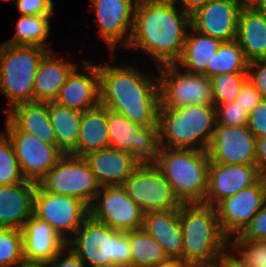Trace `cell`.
Returning <instances> with one entry per match:
<instances>
[{"label": "cell", "mask_w": 266, "mask_h": 267, "mask_svg": "<svg viewBox=\"0 0 266 267\" xmlns=\"http://www.w3.org/2000/svg\"><path fill=\"white\" fill-rule=\"evenodd\" d=\"M190 26V15L171 1L138 0L126 48L142 49L157 66L175 64Z\"/></svg>", "instance_id": "6da1fadb"}, {"label": "cell", "mask_w": 266, "mask_h": 267, "mask_svg": "<svg viewBox=\"0 0 266 267\" xmlns=\"http://www.w3.org/2000/svg\"><path fill=\"white\" fill-rule=\"evenodd\" d=\"M134 64L98 65L100 104L143 127L158 126L160 91L158 76L139 72Z\"/></svg>", "instance_id": "7a4b0ae2"}, {"label": "cell", "mask_w": 266, "mask_h": 267, "mask_svg": "<svg viewBox=\"0 0 266 267\" xmlns=\"http://www.w3.org/2000/svg\"><path fill=\"white\" fill-rule=\"evenodd\" d=\"M179 222L183 233L182 262L188 267H212L230 252L215 207L204 203L181 204ZM228 249V250H227Z\"/></svg>", "instance_id": "3957f363"}, {"label": "cell", "mask_w": 266, "mask_h": 267, "mask_svg": "<svg viewBox=\"0 0 266 267\" xmlns=\"http://www.w3.org/2000/svg\"><path fill=\"white\" fill-rule=\"evenodd\" d=\"M216 125L215 106L171 108L159 102L160 148L207 150Z\"/></svg>", "instance_id": "277c9868"}, {"label": "cell", "mask_w": 266, "mask_h": 267, "mask_svg": "<svg viewBox=\"0 0 266 267\" xmlns=\"http://www.w3.org/2000/svg\"><path fill=\"white\" fill-rule=\"evenodd\" d=\"M87 267H131L128 231H117L90 215L66 242Z\"/></svg>", "instance_id": "5b68a950"}, {"label": "cell", "mask_w": 266, "mask_h": 267, "mask_svg": "<svg viewBox=\"0 0 266 267\" xmlns=\"http://www.w3.org/2000/svg\"><path fill=\"white\" fill-rule=\"evenodd\" d=\"M207 150L160 148L156 166L181 204L203 203L208 189Z\"/></svg>", "instance_id": "8992f818"}, {"label": "cell", "mask_w": 266, "mask_h": 267, "mask_svg": "<svg viewBox=\"0 0 266 267\" xmlns=\"http://www.w3.org/2000/svg\"><path fill=\"white\" fill-rule=\"evenodd\" d=\"M52 48L32 45L0 44V90L14 106L34 102L35 74L40 60Z\"/></svg>", "instance_id": "52a82bcc"}, {"label": "cell", "mask_w": 266, "mask_h": 267, "mask_svg": "<svg viewBox=\"0 0 266 267\" xmlns=\"http://www.w3.org/2000/svg\"><path fill=\"white\" fill-rule=\"evenodd\" d=\"M46 192L76 197L90 206L100 185L84 157L64 154L37 182Z\"/></svg>", "instance_id": "ba28073f"}, {"label": "cell", "mask_w": 266, "mask_h": 267, "mask_svg": "<svg viewBox=\"0 0 266 267\" xmlns=\"http://www.w3.org/2000/svg\"><path fill=\"white\" fill-rule=\"evenodd\" d=\"M157 67L160 101L165 106H215L211 80L206 75L188 73L175 64Z\"/></svg>", "instance_id": "9c48e42d"}, {"label": "cell", "mask_w": 266, "mask_h": 267, "mask_svg": "<svg viewBox=\"0 0 266 267\" xmlns=\"http://www.w3.org/2000/svg\"><path fill=\"white\" fill-rule=\"evenodd\" d=\"M122 187L144 213L178 210L181 205L156 164L139 165Z\"/></svg>", "instance_id": "30bf717a"}, {"label": "cell", "mask_w": 266, "mask_h": 267, "mask_svg": "<svg viewBox=\"0 0 266 267\" xmlns=\"http://www.w3.org/2000/svg\"><path fill=\"white\" fill-rule=\"evenodd\" d=\"M109 147L129 152L140 164H156L159 155L158 126L143 127L107 109Z\"/></svg>", "instance_id": "8fae6325"}, {"label": "cell", "mask_w": 266, "mask_h": 267, "mask_svg": "<svg viewBox=\"0 0 266 267\" xmlns=\"http://www.w3.org/2000/svg\"><path fill=\"white\" fill-rule=\"evenodd\" d=\"M33 215L50 224L67 242L89 216V206L76 197L49 193L36 185Z\"/></svg>", "instance_id": "7c38bea8"}, {"label": "cell", "mask_w": 266, "mask_h": 267, "mask_svg": "<svg viewBox=\"0 0 266 267\" xmlns=\"http://www.w3.org/2000/svg\"><path fill=\"white\" fill-rule=\"evenodd\" d=\"M5 129L26 180L37 183L64 155L57 145L42 142L34 135L20 131L8 118Z\"/></svg>", "instance_id": "4fadbf2b"}, {"label": "cell", "mask_w": 266, "mask_h": 267, "mask_svg": "<svg viewBox=\"0 0 266 267\" xmlns=\"http://www.w3.org/2000/svg\"><path fill=\"white\" fill-rule=\"evenodd\" d=\"M89 215L117 231H132L143 227L144 212L121 186L100 187Z\"/></svg>", "instance_id": "5bb4252c"}, {"label": "cell", "mask_w": 266, "mask_h": 267, "mask_svg": "<svg viewBox=\"0 0 266 267\" xmlns=\"http://www.w3.org/2000/svg\"><path fill=\"white\" fill-rule=\"evenodd\" d=\"M266 200V182L261 177L255 184L224 198L216 206L223 233L231 240L237 236L262 208Z\"/></svg>", "instance_id": "9a60e30c"}, {"label": "cell", "mask_w": 266, "mask_h": 267, "mask_svg": "<svg viewBox=\"0 0 266 267\" xmlns=\"http://www.w3.org/2000/svg\"><path fill=\"white\" fill-rule=\"evenodd\" d=\"M207 154L218 164L256 165L255 136L248 125H216Z\"/></svg>", "instance_id": "2e32d148"}, {"label": "cell", "mask_w": 266, "mask_h": 267, "mask_svg": "<svg viewBox=\"0 0 266 267\" xmlns=\"http://www.w3.org/2000/svg\"><path fill=\"white\" fill-rule=\"evenodd\" d=\"M138 0H91L97 16L100 38L111 53L120 42L124 47L130 42L133 29L134 10Z\"/></svg>", "instance_id": "e0dca14e"}, {"label": "cell", "mask_w": 266, "mask_h": 267, "mask_svg": "<svg viewBox=\"0 0 266 267\" xmlns=\"http://www.w3.org/2000/svg\"><path fill=\"white\" fill-rule=\"evenodd\" d=\"M243 0H212L190 15L191 27L221 41L236 39Z\"/></svg>", "instance_id": "ac0fdd59"}, {"label": "cell", "mask_w": 266, "mask_h": 267, "mask_svg": "<svg viewBox=\"0 0 266 267\" xmlns=\"http://www.w3.org/2000/svg\"><path fill=\"white\" fill-rule=\"evenodd\" d=\"M261 175L256 165L218 164L210 161L204 204L215 207L224 198L255 184Z\"/></svg>", "instance_id": "d6986e66"}, {"label": "cell", "mask_w": 266, "mask_h": 267, "mask_svg": "<svg viewBox=\"0 0 266 267\" xmlns=\"http://www.w3.org/2000/svg\"><path fill=\"white\" fill-rule=\"evenodd\" d=\"M82 65L85 72H79L77 66L61 86L54 102L83 112L100 105V77L98 64L83 60Z\"/></svg>", "instance_id": "ffe728a7"}, {"label": "cell", "mask_w": 266, "mask_h": 267, "mask_svg": "<svg viewBox=\"0 0 266 267\" xmlns=\"http://www.w3.org/2000/svg\"><path fill=\"white\" fill-rule=\"evenodd\" d=\"M101 187L121 186L140 165L127 151L106 147L83 156Z\"/></svg>", "instance_id": "44dd1931"}, {"label": "cell", "mask_w": 266, "mask_h": 267, "mask_svg": "<svg viewBox=\"0 0 266 267\" xmlns=\"http://www.w3.org/2000/svg\"><path fill=\"white\" fill-rule=\"evenodd\" d=\"M37 183L24 180L0 185V228L21 230L33 215V197Z\"/></svg>", "instance_id": "7402d4cb"}, {"label": "cell", "mask_w": 266, "mask_h": 267, "mask_svg": "<svg viewBox=\"0 0 266 267\" xmlns=\"http://www.w3.org/2000/svg\"><path fill=\"white\" fill-rule=\"evenodd\" d=\"M24 260L50 262L66 241L47 222L32 215L21 228Z\"/></svg>", "instance_id": "603a6c76"}, {"label": "cell", "mask_w": 266, "mask_h": 267, "mask_svg": "<svg viewBox=\"0 0 266 267\" xmlns=\"http://www.w3.org/2000/svg\"><path fill=\"white\" fill-rule=\"evenodd\" d=\"M236 41L248 62L266 59V15L244 4L238 16Z\"/></svg>", "instance_id": "cb8c5ba5"}, {"label": "cell", "mask_w": 266, "mask_h": 267, "mask_svg": "<svg viewBox=\"0 0 266 267\" xmlns=\"http://www.w3.org/2000/svg\"><path fill=\"white\" fill-rule=\"evenodd\" d=\"M78 63L66 62L64 57H57L48 51L40 60L34 81V101L54 102L61 86Z\"/></svg>", "instance_id": "d4e9b609"}, {"label": "cell", "mask_w": 266, "mask_h": 267, "mask_svg": "<svg viewBox=\"0 0 266 267\" xmlns=\"http://www.w3.org/2000/svg\"><path fill=\"white\" fill-rule=\"evenodd\" d=\"M143 228L163 247L169 259L182 262L183 233L178 210L144 213Z\"/></svg>", "instance_id": "484cf974"}, {"label": "cell", "mask_w": 266, "mask_h": 267, "mask_svg": "<svg viewBox=\"0 0 266 267\" xmlns=\"http://www.w3.org/2000/svg\"><path fill=\"white\" fill-rule=\"evenodd\" d=\"M7 118L20 131L34 135L42 142L56 145L49 118L48 102L34 101L18 104L7 112Z\"/></svg>", "instance_id": "4316f807"}, {"label": "cell", "mask_w": 266, "mask_h": 267, "mask_svg": "<svg viewBox=\"0 0 266 267\" xmlns=\"http://www.w3.org/2000/svg\"><path fill=\"white\" fill-rule=\"evenodd\" d=\"M221 43V40L202 34L190 26L182 54L175 65L188 73L207 76V65L216 55Z\"/></svg>", "instance_id": "83f0119b"}, {"label": "cell", "mask_w": 266, "mask_h": 267, "mask_svg": "<svg viewBox=\"0 0 266 267\" xmlns=\"http://www.w3.org/2000/svg\"><path fill=\"white\" fill-rule=\"evenodd\" d=\"M109 147L107 108L101 104L82 112L77 139V156Z\"/></svg>", "instance_id": "f1b7e54d"}, {"label": "cell", "mask_w": 266, "mask_h": 267, "mask_svg": "<svg viewBox=\"0 0 266 267\" xmlns=\"http://www.w3.org/2000/svg\"><path fill=\"white\" fill-rule=\"evenodd\" d=\"M50 123L54 130L57 147L64 154L77 156V139L82 111L48 102Z\"/></svg>", "instance_id": "f546056e"}, {"label": "cell", "mask_w": 266, "mask_h": 267, "mask_svg": "<svg viewBox=\"0 0 266 267\" xmlns=\"http://www.w3.org/2000/svg\"><path fill=\"white\" fill-rule=\"evenodd\" d=\"M131 267H148L169 260L163 247L144 228L128 231Z\"/></svg>", "instance_id": "4dcf8cb0"}, {"label": "cell", "mask_w": 266, "mask_h": 267, "mask_svg": "<svg viewBox=\"0 0 266 267\" xmlns=\"http://www.w3.org/2000/svg\"><path fill=\"white\" fill-rule=\"evenodd\" d=\"M53 15H20L16 25L15 34L8 41L11 45H32L47 48L46 40L51 31V18Z\"/></svg>", "instance_id": "1f68e13d"}, {"label": "cell", "mask_w": 266, "mask_h": 267, "mask_svg": "<svg viewBox=\"0 0 266 267\" xmlns=\"http://www.w3.org/2000/svg\"><path fill=\"white\" fill-rule=\"evenodd\" d=\"M247 66L248 61L236 39L222 41L216 55L207 65V77L216 74L247 73Z\"/></svg>", "instance_id": "d6a6232c"}, {"label": "cell", "mask_w": 266, "mask_h": 267, "mask_svg": "<svg viewBox=\"0 0 266 267\" xmlns=\"http://www.w3.org/2000/svg\"><path fill=\"white\" fill-rule=\"evenodd\" d=\"M229 247L231 254L245 267L266 265V240L231 239Z\"/></svg>", "instance_id": "836d02e7"}, {"label": "cell", "mask_w": 266, "mask_h": 267, "mask_svg": "<svg viewBox=\"0 0 266 267\" xmlns=\"http://www.w3.org/2000/svg\"><path fill=\"white\" fill-rule=\"evenodd\" d=\"M247 73L216 74L210 77L215 104H225L236 100Z\"/></svg>", "instance_id": "e575fe53"}, {"label": "cell", "mask_w": 266, "mask_h": 267, "mask_svg": "<svg viewBox=\"0 0 266 267\" xmlns=\"http://www.w3.org/2000/svg\"><path fill=\"white\" fill-rule=\"evenodd\" d=\"M23 260L21 230L0 228V267H16Z\"/></svg>", "instance_id": "d590c367"}, {"label": "cell", "mask_w": 266, "mask_h": 267, "mask_svg": "<svg viewBox=\"0 0 266 267\" xmlns=\"http://www.w3.org/2000/svg\"><path fill=\"white\" fill-rule=\"evenodd\" d=\"M14 148L9 138L0 133V185L24 181Z\"/></svg>", "instance_id": "8d00e7d4"}, {"label": "cell", "mask_w": 266, "mask_h": 267, "mask_svg": "<svg viewBox=\"0 0 266 267\" xmlns=\"http://www.w3.org/2000/svg\"><path fill=\"white\" fill-rule=\"evenodd\" d=\"M217 125L242 126L248 125L249 114L236 101L215 104Z\"/></svg>", "instance_id": "74e56055"}, {"label": "cell", "mask_w": 266, "mask_h": 267, "mask_svg": "<svg viewBox=\"0 0 266 267\" xmlns=\"http://www.w3.org/2000/svg\"><path fill=\"white\" fill-rule=\"evenodd\" d=\"M232 239L266 240V200L246 227Z\"/></svg>", "instance_id": "f35d334b"}, {"label": "cell", "mask_w": 266, "mask_h": 267, "mask_svg": "<svg viewBox=\"0 0 266 267\" xmlns=\"http://www.w3.org/2000/svg\"><path fill=\"white\" fill-rule=\"evenodd\" d=\"M19 15H54L53 0H16Z\"/></svg>", "instance_id": "ab89813d"}, {"label": "cell", "mask_w": 266, "mask_h": 267, "mask_svg": "<svg viewBox=\"0 0 266 267\" xmlns=\"http://www.w3.org/2000/svg\"><path fill=\"white\" fill-rule=\"evenodd\" d=\"M247 79L257 89L262 100H266V59L248 62Z\"/></svg>", "instance_id": "60d3db41"}, {"label": "cell", "mask_w": 266, "mask_h": 267, "mask_svg": "<svg viewBox=\"0 0 266 267\" xmlns=\"http://www.w3.org/2000/svg\"><path fill=\"white\" fill-rule=\"evenodd\" d=\"M236 103L239 104L248 114L262 101L257 89L246 79L240 88L236 97Z\"/></svg>", "instance_id": "b9f144b4"}, {"label": "cell", "mask_w": 266, "mask_h": 267, "mask_svg": "<svg viewBox=\"0 0 266 267\" xmlns=\"http://www.w3.org/2000/svg\"><path fill=\"white\" fill-rule=\"evenodd\" d=\"M248 128L255 138L266 137V100H262L248 117Z\"/></svg>", "instance_id": "7bdbcfd3"}, {"label": "cell", "mask_w": 266, "mask_h": 267, "mask_svg": "<svg viewBox=\"0 0 266 267\" xmlns=\"http://www.w3.org/2000/svg\"><path fill=\"white\" fill-rule=\"evenodd\" d=\"M49 267H87L66 244L49 262Z\"/></svg>", "instance_id": "ee69618b"}, {"label": "cell", "mask_w": 266, "mask_h": 267, "mask_svg": "<svg viewBox=\"0 0 266 267\" xmlns=\"http://www.w3.org/2000/svg\"><path fill=\"white\" fill-rule=\"evenodd\" d=\"M256 139V166L261 177L266 176V137Z\"/></svg>", "instance_id": "f6af8a7d"}, {"label": "cell", "mask_w": 266, "mask_h": 267, "mask_svg": "<svg viewBox=\"0 0 266 267\" xmlns=\"http://www.w3.org/2000/svg\"><path fill=\"white\" fill-rule=\"evenodd\" d=\"M177 5L186 14L192 15L196 10L204 7L212 0H169Z\"/></svg>", "instance_id": "bcb514c9"}, {"label": "cell", "mask_w": 266, "mask_h": 267, "mask_svg": "<svg viewBox=\"0 0 266 267\" xmlns=\"http://www.w3.org/2000/svg\"><path fill=\"white\" fill-rule=\"evenodd\" d=\"M212 267H245L231 252L220 258Z\"/></svg>", "instance_id": "7dc6e473"}, {"label": "cell", "mask_w": 266, "mask_h": 267, "mask_svg": "<svg viewBox=\"0 0 266 267\" xmlns=\"http://www.w3.org/2000/svg\"><path fill=\"white\" fill-rule=\"evenodd\" d=\"M16 267H49V262L23 260Z\"/></svg>", "instance_id": "c3c4849f"}, {"label": "cell", "mask_w": 266, "mask_h": 267, "mask_svg": "<svg viewBox=\"0 0 266 267\" xmlns=\"http://www.w3.org/2000/svg\"><path fill=\"white\" fill-rule=\"evenodd\" d=\"M148 267H188V266L178 259H169L167 262Z\"/></svg>", "instance_id": "681fc988"}, {"label": "cell", "mask_w": 266, "mask_h": 267, "mask_svg": "<svg viewBox=\"0 0 266 267\" xmlns=\"http://www.w3.org/2000/svg\"><path fill=\"white\" fill-rule=\"evenodd\" d=\"M250 5H252L258 12L266 15V0H253Z\"/></svg>", "instance_id": "f907efd6"}, {"label": "cell", "mask_w": 266, "mask_h": 267, "mask_svg": "<svg viewBox=\"0 0 266 267\" xmlns=\"http://www.w3.org/2000/svg\"><path fill=\"white\" fill-rule=\"evenodd\" d=\"M253 0H243L245 4H250Z\"/></svg>", "instance_id": "816d5d0a"}]
</instances>
